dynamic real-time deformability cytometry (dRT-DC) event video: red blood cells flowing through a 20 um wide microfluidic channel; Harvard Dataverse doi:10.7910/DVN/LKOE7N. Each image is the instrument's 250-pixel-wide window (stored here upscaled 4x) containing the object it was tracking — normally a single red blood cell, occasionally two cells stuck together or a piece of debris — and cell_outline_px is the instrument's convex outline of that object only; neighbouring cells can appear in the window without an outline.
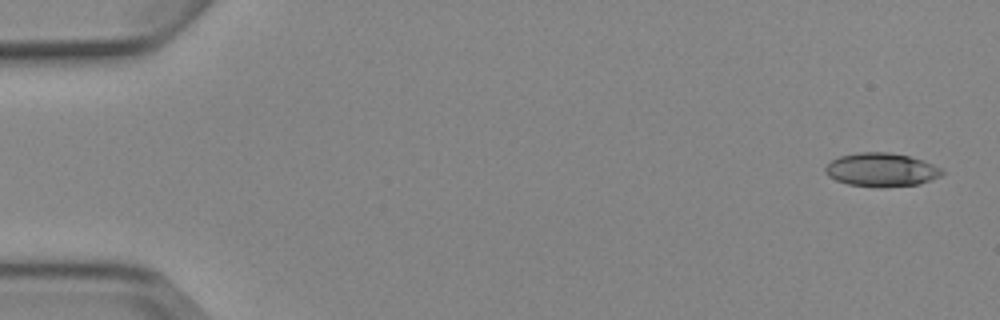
{"species": "Egyptian fruit bat (a non-hibernating species)", "species_latin": "Rousettus aegyptiacus", "temperature_condition": "cold", "stored_images_in_passage": 4, "camera_frame_rate_fps": 3000, "um_per_image_px": 0.085, "animal": {"sex": "female"}, "frame": {"image": 1, "passage_image": 1, "time_ms": 0.0, "image_size_px": [1000, 320], "cell_outline_px": [[944, 172], [940, 176], [920, 184], [880, 188], [848, 184], [836, 180], [828, 176], [824, 172], [824, 168], [832, 160], [840, 156], [860, 152], [888, 152], [908, 156], [924, 160], [940, 168]], "centroid_in_image_um": [74.91, 14.44], "position_along_channel_um": 10.1, "area_um2": 22.89}}
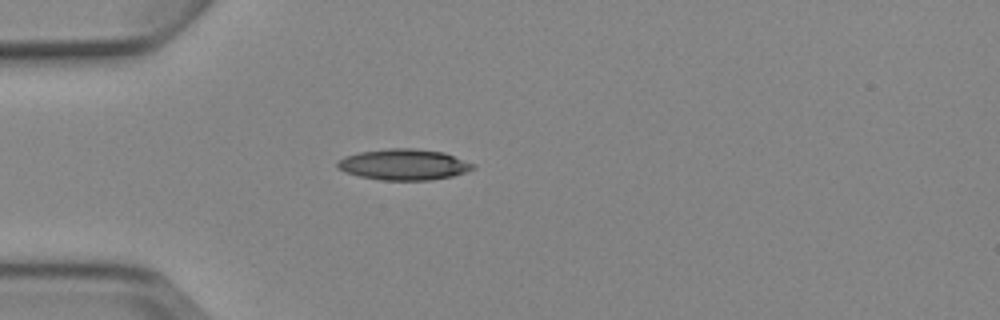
{"frame": {"image": 2, "passage_image": 4, "time_ms": 4.333, "image_size_px": [1000, 320], "cell_outline_px": [[476, 168], [452, 176], [432, 180], [384, 180], [360, 176], [344, 172], [336, 168], [336, 160], [344, 156], [360, 152], [388, 148], [412, 148], [444, 152], [476, 164]], "centroid_in_image_um": [34.31, 13.98], "position_along_channel_um": 50.7, "area_um2": 24.62}}